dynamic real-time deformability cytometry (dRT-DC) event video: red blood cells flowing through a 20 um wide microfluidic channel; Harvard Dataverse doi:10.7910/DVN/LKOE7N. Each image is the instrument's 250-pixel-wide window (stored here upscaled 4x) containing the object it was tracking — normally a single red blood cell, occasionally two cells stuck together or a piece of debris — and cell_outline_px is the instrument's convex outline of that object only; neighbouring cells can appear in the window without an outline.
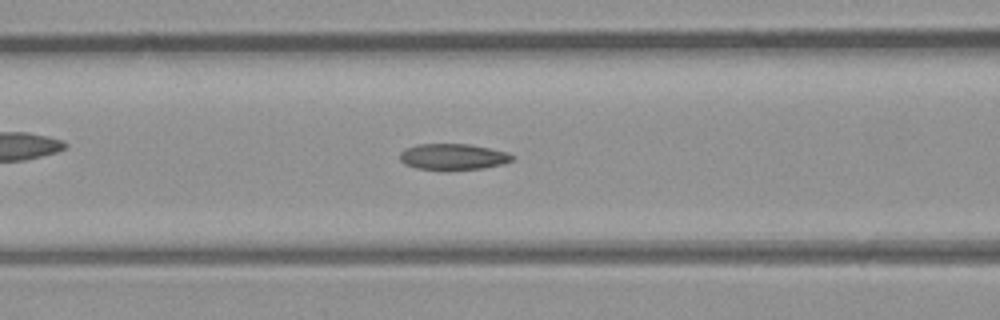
{"species": "common noctule bat (a hibernating species)", "species_latin": "Nyctalus noctula", "temperature_condition": "room temperature", "stored_images_in_passage": 48, "camera_frame_rate_fps": 3000, "um_per_image_px": 0.085, "animal": {"sex": "male", "body_mass_g": 23.1, "forearm_length_mm": 52.7}, "frame": {"image": 1, "passage_image": 19, "time_ms": 6.0, "image_size_px": [1000, 320], "cell_outline_px": [[512, 160], [504, 164], [484, 168], [448, 172], [444, 172], [416, 168], [404, 164], [400, 160], [400, 152], [404, 148], [416, 144], [468, 144], [508, 152], [512, 156]], "centroid_in_image_um": [38.46, 13.36], "position_along_channel_um": 128.1, "area_um2": 17.69}}
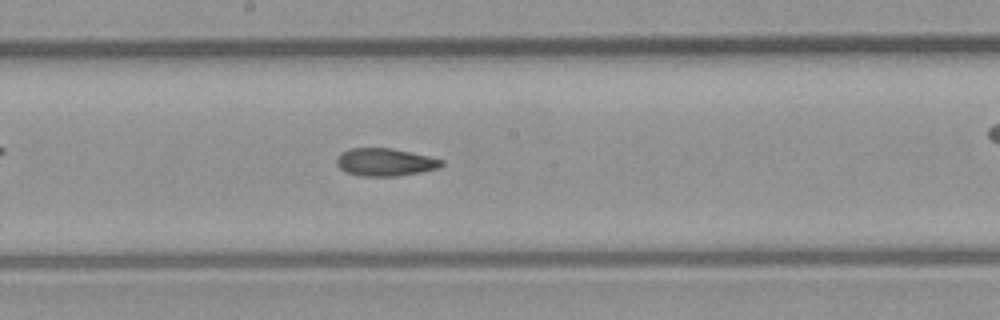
{"frame": {"image": 2, "passage_image": 25, "time_ms": 8.0, "image_size_px": [1000, 320], "cell_outline_px": [[444, 164], [436, 168], [420, 172], [396, 176], [360, 176], [348, 172], [340, 168], [336, 164], [336, 156], [340, 152], [348, 148], [392, 148], [428, 156], [444, 160]], "centroid_in_image_um": [32.69, 13.77], "position_along_channel_um": 215.5, "area_um2": 16.94}}
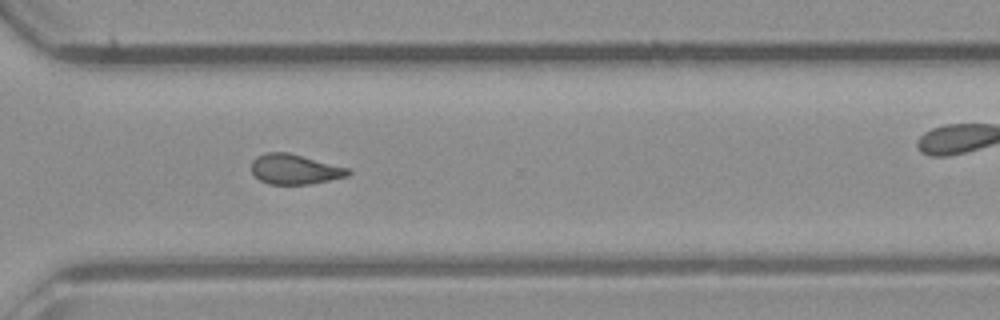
{"frame": {"image": 3, "passage_image": 34, "time_ms": 11.0, "image_size_px": [1000, 320], "cell_outline_px": [[352, 172], [348, 176], [312, 184], [268, 184], [260, 180], [252, 172], [252, 160], [256, 156], [264, 152], [288, 152], [348, 168]], "centroid_in_image_um": [25.04, 14.38], "position_along_channel_um": 345.6, "area_um2": 16.94}, "authors_computed_cell_mechanics": {"area_um2": 17.5134, "velocity_mm_per_s": 4.3541, "shape_relaxation_time_tau1_ms": null, "shape_relaxation_time_tau2_ms": 2.0295, "deformation_change_tau1": null, "deformation_change_tau2": 0.0829}}